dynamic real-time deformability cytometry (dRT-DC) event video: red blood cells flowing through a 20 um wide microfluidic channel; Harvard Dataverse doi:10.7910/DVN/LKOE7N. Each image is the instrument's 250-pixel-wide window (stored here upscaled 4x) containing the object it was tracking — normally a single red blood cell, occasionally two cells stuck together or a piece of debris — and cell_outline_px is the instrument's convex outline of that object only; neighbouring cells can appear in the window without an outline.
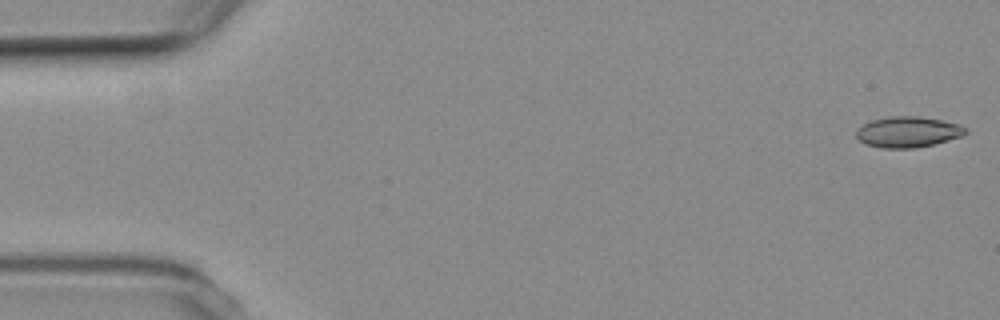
{"species": "common noctule bat (a hibernating species)", "species_latin": "Nyctalus noctula", "temperature_condition": "room temperature", "stored_images_in_passage": 6, "camera_frame_rate_fps": 3000, "um_per_image_px": 0.085, "animal": {"sex": "female", "body_mass_g": 19.3, "forearm_length_mm": 54.1}, "frame": {"image": 1, "passage_image": 1, "time_ms": 0.0, "image_size_px": [1000, 320], "cell_outline_px": [[968, 132], [960, 136], [936, 144], [916, 148], [880, 148], [864, 144], [856, 136], [856, 132], [864, 124], [872, 120], [892, 116], [916, 116], [940, 120], [960, 124], [968, 128]], "centroid_in_image_um": [77.19, 11.23], "position_along_channel_um": 7.8, "area_um2": 19.59}}
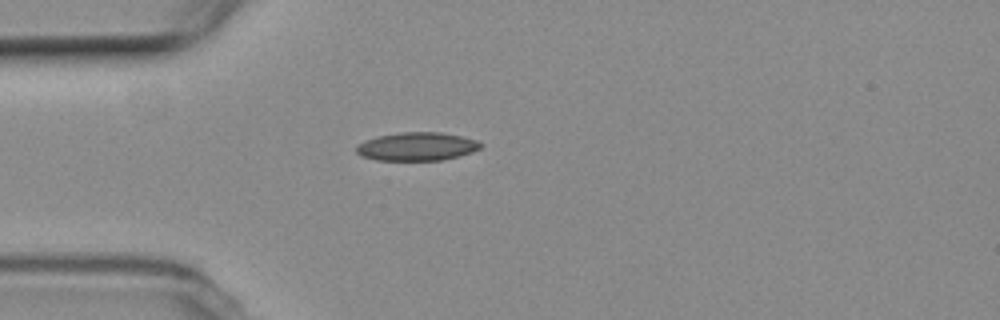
{"frame": {"image": 2, "passage_image": 5, "time_ms": 4.667, "image_size_px": [1000, 320], "cell_outline_px": [[484, 144], [480, 148], [472, 152], [460, 156], [440, 160], [376, 160], [360, 156], [356, 152], [356, 148], [364, 140], [376, 136], [400, 132], [440, 132], [460, 136], [476, 140]], "centroid_in_image_um": [35.43, 12.45], "position_along_channel_um": 49.6, "area_um2": 20.58}}